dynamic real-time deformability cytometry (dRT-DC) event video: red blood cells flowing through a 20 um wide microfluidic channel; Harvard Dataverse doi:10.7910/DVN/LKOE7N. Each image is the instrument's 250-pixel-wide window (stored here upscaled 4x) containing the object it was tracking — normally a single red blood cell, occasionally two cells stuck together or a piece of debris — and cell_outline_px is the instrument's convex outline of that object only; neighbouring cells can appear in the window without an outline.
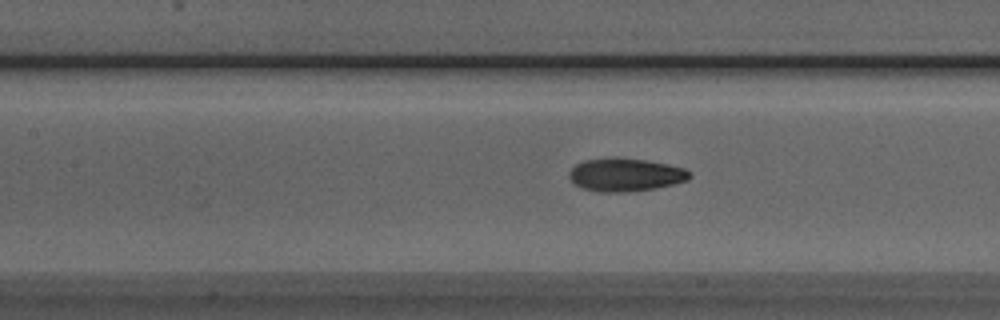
{"species": "Egyptian fruit bat (a non-hibernating species)", "species_latin": "Rousettus aegyptiacus", "temperature_condition": "room temperature", "stored_images_in_passage": 25, "camera_frame_rate_fps": 3000, "um_per_image_px": 0.085, "animal": {"sex": "male"}, "frame": {"image": 1, "passage_image": 22, "time_ms": 7.0, "image_size_px": [1000, 320], "cell_outline_px": [[692, 176], [688, 180], [656, 188], [628, 192], [596, 192], [580, 188], [572, 184], [568, 176], [568, 172], [576, 164], [584, 160], [616, 156], [644, 160], [668, 164], [684, 168], [692, 172]], "centroid_in_image_um": [53.12, 14.85], "position_along_channel_um": 154.3, "area_um2": 23.76}}